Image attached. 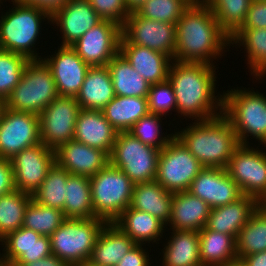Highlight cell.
Segmentation results:
<instances>
[{
    "instance_id": "7c38bea8",
    "label": "cell",
    "mask_w": 266,
    "mask_h": 266,
    "mask_svg": "<svg viewBox=\"0 0 266 266\" xmlns=\"http://www.w3.org/2000/svg\"><path fill=\"white\" fill-rule=\"evenodd\" d=\"M81 110L75 97L58 96L39 115L41 142L53 150L73 140Z\"/></svg>"
},
{
    "instance_id": "7dc6e473",
    "label": "cell",
    "mask_w": 266,
    "mask_h": 266,
    "mask_svg": "<svg viewBox=\"0 0 266 266\" xmlns=\"http://www.w3.org/2000/svg\"><path fill=\"white\" fill-rule=\"evenodd\" d=\"M142 244H136L126 253L116 266H150L149 253L143 248ZM150 264V265H149Z\"/></svg>"
},
{
    "instance_id": "c3c4849f",
    "label": "cell",
    "mask_w": 266,
    "mask_h": 266,
    "mask_svg": "<svg viewBox=\"0 0 266 266\" xmlns=\"http://www.w3.org/2000/svg\"><path fill=\"white\" fill-rule=\"evenodd\" d=\"M15 190L11 160L0 158V196Z\"/></svg>"
},
{
    "instance_id": "b9f144b4",
    "label": "cell",
    "mask_w": 266,
    "mask_h": 266,
    "mask_svg": "<svg viewBox=\"0 0 266 266\" xmlns=\"http://www.w3.org/2000/svg\"><path fill=\"white\" fill-rule=\"evenodd\" d=\"M190 5L188 0H146L136 12L150 20L176 24Z\"/></svg>"
},
{
    "instance_id": "83f0119b",
    "label": "cell",
    "mask_w": 266,
    "mask_h": 266,
    "mask_svg": "<svg viewBox=\"0 0 266 266\" xmlns=\"http://www.w3.org/2000/svg\"><path fill=\"white\" fill-rule=\"evenodd\" d=\"M173 193L158 182L149 181L134 185L130 207L144 211L159 219L166 226L171 218Z\"/></svg>"
},
{
    "instance_id": "680465c9",
    "label": "cell",
    "mask_w": 266,
    "mask_h": 266,
    "mask_svg": "<svg viewBox=\"0 0 266 266\" xmlns=\"http://www.w3.org/2000/svg\"><path fill=\"white\" fill-rule=\"evenodd\" d=\"M0 266H9V265L0 257Z\"/></svg>"
},
{
    "instance_id": "d6986e66",
    "label": "cell",
    "mask_w": 266,
    "mask_h": 266,
    "mask_svg": "<svg viewBox=\"0 0 266 266\" xmlns=\"http://www.w3.org/2000/svg\"><path fill=\"white\" fill-rule=\"evenodd\" d=\"M0 242L4 247L0 257L9 266L13 263H31L52 254L50 237L41 236L25 227L8 233Z\"/></svg>"
},
{
    "instance_id": "d4e9b609",
    "label": "cell",
    "mask_w": 266,
    "mask_h": 266,
    "mask_svg": "<svg viewBox=\"0 0 266 266\" xmlns=\"http://www.w3.org/2000/svg\"><path fill=\"white\" fill-rule=\"evenodd\" d=\"M209 205L188 191L173 193L169 227L172 230L200 231L207 223Z\"/></svg>"
},
{
    "instance_id": "11a10c76",
    "label": "cell",
    "mask_w": 266,
    "mask_h": 266,
    "mask_svg": "<svg viewBox=\"0 0 266 266\" xmlns=\"http://www.w3.org/2000/svg\"><path fill=\"white\" fill-rule=\"evenodd\" d=\"M259 205L266 210V195L260 200Z\"/></svg>"
},
{
    "instance_id": "f5cc1de1",
    "label": "cell",
    "mask_w": 266,
    "mask_h": 266,
    "mask_svg": "<svg viewBox=\"0 0 266 266\" xmlns=\"http://www.w3.org/2000/svg\"><path fill=\"white\" fill-rule=\"evenodd\" d=\"M146 0H125L127 9L130 12L138 10Z\"/></svg>"
},
{
    "instance_id": "ee69618b",
    "label": "cell",
    "mask_w": 266,
    "mask_h": 266,
    "mask_svg": "<svg viewBox=\"0 0 266 266\" xmlns=\"http://www.w3.org/2000/svg\"><path fill=\"white\" fill-rule=\"evenodd\" d=\"M148 111L151 114L166 116L167 113L176 110V97L171 82L167 79L163 82L151 84L147 96Z\"/></svg>"
},
{
    "instance_id": "d6a6232c",
    "label": "cell",
    "mask_w": 266,
    "mask_h": 266,
    "mask_svg": "<svg viewBox=\"0 0 266 266\" xmlns=\"http://www.w3.org/2000/svg\"><path fill=\"white\" fill-rule=\"evenodd\" d=\"M116 96L147 98L150 84L134 70L119 52L107 64Z\"/></svg>"
},
{
    "instance_id": "91938a15",
    "label": "cell",
    "mask_w": 266,
    "mask_h": 266,
    "mask_svg": "<svg viewBox=\"0 0 266 266\" xmlns=\"http://www.w3.org/2000/svg\"><path fill=\"white\" fill-rule=\"evenodd\" d=\"M79 266H90V265H88V264L86 263V264H82V265H79Z\"/></svg>"
},
{
    "instance_id": "ffe728a7",
    "label": "cell",
    "mask_w": 266,
    "mask_h": 266,
    "mask_svg": "<svg viewBox=\"0 0 266 266\" xmlns=\"http://www.w3.org/2000/svg\"><path fill=\"white\" fill-rule=\"evenodd\" d=\"M102 20L88 0H69L51 16V23L63 34L61 46H72Z\"/></svg>"
},
{
    "instance_id": "60d3db41",
    "label": "cell",
    "mask_w": 266,
    "mask_h": 266,
    "mask_svg": "<svg viewBox=\"0 0 266 266\" xmlns=\"http://www.w3.org/2000/svg\"><path fill=\"white\" fill-rule=\"evenodd\" d=\"M29 61L22 54L0 49V99L6 100L18 85Z\"/></svg>"
},
{
    "instance_id": "9f6ffc18",
    "label": "cell",
    "mask_w": 266,
    "mask_h": 266,
    "mask_svg": "<svg viewBox=\"0 0 266 266\" xmlns=\"http://www.w3.org/2000/svg\"><path fill=\"white\" fill-rule=\"evenodd\" d=\"M191 4H200L205 3L206 0H188Z\"/></svg>"
},
{
    "instance_id": "6da1fadb",
    "label": "cell",
    "mask_w": 266,
    "mask_h": 266,
    "mask_svg": "<svg viewBox=\"0 0 266 266\" xmlns=\"http://www.w3.org/2000/svg\"><path fill=\"white\" fill-rule=\"evenodd\" d=\"M215 71V66L207 63L172 61L168 80L174 89L178 114L192 121L223 114V95L215 96Z\"/></svg>"
},
{
    "instance_id": "603a6c76",
    "label": "cell",
    "mask_w": 266,
    "mask_h": 266,
    "mask_svg": "<svg viewBox=\"0 0 266 266\" xmlns=\"http://www.w3.org/2000/svg\"><path fill=\"white\" fill-rule=\"evenodd\" d=\"M118 131L105 119L102 110L81 109L73 140L111 154Z\"/></svg>"
},
{
    "instance_id": "74e56055",
    "label": "cell",
    "mask_w": 266,
    "mask_h": 266,
    "mask_svg": "<svg viewBox=\"0 0 266 266\" xmlns=\"http://www.w3.org/2000/svg\"><path fill=\"white\" fill-rule=\"evenodd\" d=\"M31 200L32 195L17 189L0 196V240L22 227Z\"/></svg>"
},
{
    "instance_id": "ac0fdd59",
    "label": "cell",
    "mask_w": 266,
    "mask_h": 266,
    "mask_svg": "<svg viewBox=\"0 0 266 266\" xmlns=\"http://www.w3.org/2000/svg\"><path fill=\"white\" fill-rule=\"evenodd\" d=\"M188 192L205 201L210 208L227 205L243 195L225 168L207 167L195 177Z\"/></svg>"
},
{
    "instance_id": "44dd1931",
    "label": "cell",
    "mask_w": 266,
    "mask_h": 266,
    "mask_svg": "<svg viewBox=\"0 0 266 266\" xmlns=\"http://www.w3.org/2000/svg\"><path fill=\"white\" fill-rule=\"evenodd\" d=\"M55 162L72 175L92 177L109 163V155L76 140L55 149Z\"/></svg>"
},
{
    "instance_id": "30bf717a",
    "label": "cell",
    "mask_w": 266,
    "mask_h": 266,
    "mask_svg": "<svg viewBox=\"0 0 266 266\" xmlns=\"http://www.w3.org/2000/svg\"><path fill=\"white\" fill-rule=\"evenodd\" d=\"M203 168L175 136L160 150L155 181L171 193L188 191Z\"/></svg>"
},
{
    "instance_id": "484cf974",
    "label": "cell",
    "mask_w": 266,
    "mask_h": 266,
    "mask_svg": "<svg viewBox=\"0 0 266 266\" xmlns=\"http://www.w3.org/2000/svg\"><path fill=\"white\" fill-rule=\"evenodd\" d=\"M136 243L114 223H106L101 230L87 264L116 266Z\"/></svg>"
},
{
    "instance_id": "f35d334b",
    "label": "cell",
    "mask_w": 266,
    "mask_h": 266,
    "mask_svg": "<svg viewBox=\"0 0 266 266\" xmlns=\"http://www.w3.org/2000/svg\"><path fill=\"white\" fill-rule=\"evenodd\" d=\"M252 0H206L220 27L231 37L244 23Z\"/></svg>"
},
{
    "instance_id": "4fadbf2b",
    "label": "cell",
    "mask_w": 266,
    "mask_h": 266,
    "mask_svg": "<svg viewBox=\"0 0 266 266\" xmlns=\"http://www.w3.org/2000/svg\"><path fill=\"white\" fill-rule=\"evenodd\" d=\"M38 143H41L39 116L5 107L0 119V158L10 160Z\"/></svg>"
},
{
    "instance_id": "4316f807",
    "label": "cell",
    "mask_w": 266,
    "mask_h": 266,
    "mask_svg": "<svg viewBox=\"0 0 266 266\" xmlns=\"http://www.w3.org/2000/svg\"><path fill=\"white\" fill-rule=\"evenodd\" d=\"M115 96L108 67L95 66L88 69L75 98L81 109L102 110Z\"/></svg>"
},
{
    "instance_id": "f1b7e54d",
    "label": "cell",
    "mask_w": 266,
    "mask_h": 266,
    "mask_svg": "<svg viewBox=\"0 0 266 266\" xmlns=\"http://www.w3.org/2000/svg\"><path fill=\"white\" fill-rule=\"evenodd\" d=\"M136 244L156 243L163 238L167 228L159 219L149 213L130 206L113 222ZM145 242V243H144Z\"/></svg>"
},
{
    "instance_id": "f546056e",
    "label": "cell",
    "mask_w": 266,
    "mask_h": 266,
    "mask_svg": "<svg viewBox=\"0 0 266 266\" xmlns=\"http://www.w3.org/2000/svg\"><path fill=\"white\" fill-rule=\"evenodd\" d=\"M162 249V266H202L199 231L171 230Z\"/></svg>"
},
{
    "instance_id": "5bb4252c",
    "label": "cell",
    "mask_w": 266,
    "mask_h": 266,
    "mask_svg": "<svg viewBox=\"0 0 266 266\" xmlns=\"http://www.w3.org/2000/svg\"><path fill=\"white\" fill-rule=\"evenodd\" d=\"M121 37V26L113 21L102 20L71 47L90 67L107 66L120 51Z\"/></svg>"
},
{
    "instance_id": "f907efd6",
    "label": "cell",
    "mask_w": 266,
    "mask_h": 266,
    "mask_svg": "<svg viewBox=\"0 0 266 266\" xmlns=\"http://www.w3.org/2000/svg\"><path fill=\"white\" fill-rule=\"evenodd\" d=\"M11 266H69L65 261L51 254L44 259H40L31 263H13Z\"/></svg>"
},
{
    "instance_id": "ba28073f",
    "label": "cell",
    "mask_w": 266,
    "mask_h": 266,
    "mask_svg": "<svg viewBox=\"0 0 266 266\" xmlns=\"http://www.w3.org/2000/svg\"><path fill=\"white\" fill-rule=\"evenodd\" d=\"M134 185L123 171L110 163L90 177L95 217L113 223L130 206Z\"/></svg>"
},
{
    "instance_id": "8992f818",
    "label": "cell",
    "mask_w": 266,
    "mask_h": 266,
    "mask_svg": "<svg viewBox=\"0 0 266 266\" xmlns=\"http://www.w3.org/2000/svg\"><path fill=\"white\" fill-rule=\"evenodd\" d=\"M58 96L51 69L43 60H30L20 82L6 98L5 107L39 116Z\"/></svg>"
},
{
    "instance_id": "277c9868",
    "label": "cell",
    "mask_w": 266,
    "mask_h": 266,
    "mask_svg": "<svg viewBox=\"0 0 266 266\" xmlns=\"http://www.w3.org/2000/svg\"><path fill=\"white\" fill-rule=\"evenodd\" d=\"M11 2L14 7L2 13L0 19V49L22 54L29 60H42L34 48L42 21L51 22V15L35 6Z\"/></svg>"
},
{
    "instance_id": "cb8c5ba5",
    "label": "cell",
    "mask_w": 266,
    "mask_h": 266,
    "mask_svg": "<svg viewBox=\"0 0 266 266\" xmlns=\"http://www.w3.org/2000/svg\"><path fill=\"white\" fill-rule=\"evenodd\" d=\"M258 204L259 202L254 197L242 195L227 205L211 208L205 227L236 239Z\"/></svg>"
},
{
    "instance_id": "d590c367",
    "label": "cell",
    "mask_w": 266,
    "mask_h": 266,
    "mask_svg": "<svg viewBox=\"0 0 266 266\" xmlns=\"http://www.w3.org/2000/svg\"><path fill=\"white\" fill-rule=\"evenodd\" d=\"M238 260L266 251V210L258 204L236 238Z\"/></svg>"
},
{
    "instance_id": "816d5d0a",
    "label": "cell",
    "mask_w": 266,
    "mask_h": 266,
    "mask_svg": "<svg viewBox=\"0 0 266 266\" xmlns=\"http://www.w3.org/2000/svg\"><path fill=\"white\" fill-rule=\"evenodd\" d=\"M240 262L244 266H266V251L244 256Z\"/></svg>"
},
{
    "instance_id": "7bdbcfd3",
    "label": "cell",
    "mask_w": 266,
    "mask_h": 266,
    "mask_svg": "<svg viewBox=\"0 0 266 266\" xmlns=\"http://www.w3.org/2000/svg\"><path fill=\"white\" fill-rule=\"evenodd\" d=\"M162 117L158 114L148 113L140 118L128 132L142 143L162 150L175 137V133L162 135L161 130L163 129L160 122Z\"/></svg>"
},
{
    "instance_id": "f6af8a7d",
    "label": "cell",
    "mask_w": 266,
    "mask_h": 266,
    "mask_svg": "<svg viewBox=\"0 0 266 266\" xmlns=\"http://www.w3.org/2000/svg\"><path fill=\"white\" fill-rule=\"evenodd\" d=\"M88 2L103 20L113 21L121 27L131 13L127 9L125 0H88Z\"/></svg>"
},
{
    "instance_id": "9c48e42d",
    "label": "cell",
    "mask_w": 266,
    "mask_h": 266,
    "mask_svg": "<svg viewBox=\"0 0 266 266\" xmlns=\"http://www.w3.org/2000/svg\"><path fill=\"white\" fill-rule=\"evenodd\" d=\"M159 155L160 149L142 143L129 132H118L109 163L138 184L155 180Z\"/></svg>"
},
{
    "instance_id": "52a82bcc",
    "label": "cell",
    "mask_w": 266,
    "mask_h": 266,
    "mask_svg": "<svg viewBox=\"0 0 266 266\" xmlns=\"http://www.w3.org/2000/svg\"><path fill=\"white\" fill-rule=\"evenodd\" d=\"M106 223L97 217L67 218L50 236L52 254L69 266L86 264Z\"/></svg>"
},
{
    "instance_id": "8d00e7d4",
    "label": "cell",
    "mask_w": 266,
    "mask_h": 266,
    "mask_svg": "<svg viewBox=\"0 0 266 266\" xmlns=\"http://www.w3.org/2000/svg\"><path fill=\"white\" fill-rule=\"evenodd\" d=\"M70 173L56 162L49 169L41 186L32 194L36 203L63 211L66 200V183Z\"/></svg>"
},
{
    "instance_id": "5b68a950",
    "label": "cell",
    "mask_w": 266,
    "mask_h": 266,
    "mask_svg": "<svg viewBox=\"0 0 266 266\" xmlns=\"http://www.w3.org/2000/svg\"><path fill=\"white\" fill-rule=\"evenodd\" d=\"M223 115L229 120L241 145L251 139L266 147V96L254 90L239 88L223 92Z\"/></svg>"
},
{
    "instance_id": "7402d4cb",
    "label": "cell",
    "mask_w": 266,
    "mask_h": 266,
    "mask_svg": "<svg viewBox=\"0 0 266 266\" xmlns=\"http://www.w3.org/2000/svg\"><path fill=\"white\" fill-rule=\"evenodd\" d=\"M119 52L150 85L168 79L173 61L169 56L144 46L130 44L123 36Z\"/></svg>"
},
{
    "instance_id": "e0dca14e",
    "label": "cell",
    "mask_w": 266,
    "mask_h": 266,
    "mask_svg": "<svg viewBox=\"0 0 266 266\" xmlns=\"http://www.w3.org/2000/svg\"><path fill=\"white\" fill-rule=\"evenodd\" d=\"M42 60L51 69L59 96L76 97L90 66L71 46H60Z\"/></svg>"
},
{
    "instance_id": "3957f363",
    "label": "cell",
    "mask_w": 266,
    "mask_h": 266,
    "mask_svg": "<svg viewBox=\"0 0 266 266\" xmlns=\"http://www.w3.org/2000/svg\"><path fill=\"white\" fill-rule=\"evenodd\" d=\"M175 136L207 168H226L234 150L240 145L234 128L223 115L194 121Z\"/></svg>"
},
{
    "instance_id": "ab89813d",
    "label": "cell",
    "mask_w": 266,
    "mask_h": 266,
    "mask_svg": "<svg viewBox=\"0 0 266 266\" xmlns=\"http://www.w3.org/2000/svg\"><path fill=\"white\" fill-rule=\"evenodd\" d=\"M66 219L63 211L31 200L26 208L22 227L50 237Z\"/></svg>"
},
{
    "instance_id": "681fc988",
    "label": "cell",
    "mask_w": 266,
    "mask_h": 266,
    "mask_svg": "<svg viewBox=\"0 0 266 266\" xmlns=\"http://www.w3.org/2000/svg\"><path fill=\"white\" fill-rule=\"evenodd\" d=\"M16 3L27 4L46 11L51 16L63 7L69 0H11Z\"/></svg>"
},
{
    "instance_id": "2e32d148",
    "label": "cell",
    "mask_w": 266,
    "mask_h": 266,
    "mask_svg": "<svg viewBox=\"0 0 266 266\" xmlns=\"http://www.w3.org/2000/svg\"><path fill=\"white\" fill-rule=\"evenodd\" d=\"M10 160L15 189L32 195L55 163V150L41 142L23 149Z\"/></svg>"
},
{
    "instance_id": "1f68e13d",
    "label": "cell",
    "mask_w": 266,
    "mask_h": 266,
    "mask_svg": "<svg viewBox=\"0 0 266 266\" xmlns=\"http://www.w3.org/2000/svg\"><path fill=\"white\" fill-rule=\"evenodd\" d=\"M102 112L118 132H128L140 118L149 113L147 98L115 96Z\"/></svg>"
},
{
    "instance_id": "bcb514c9",
    "label": "cell",
    "mask_w": 266,
    "mask_h": 266,
    "mask_svg": "<svg viewBox=\"0 0 266 266\" xmlns=\"http://www.w3.org/2000/svg\"><path fill=\"white\" fill-rule=\"evenodd\" d=\"M239 29H266V0H252Z\"/></svg>"
},
{
    "instance_id": "6f0895ef",
    "label": "cell",
    "mask_w": 266,
    "mask_h": 266,
    "mask_svg": "<svg viewBox=\"0 0 266 266\" xmlns=\"http://www.w3.org/2000/svg\"><path fill=\"white\" fill-rule=\"evenodd\" d=\"M228 266H244V265L240 261H237V262L232 263V264H230Z\"/></svg>"
},
{
    "instance_id": "db71d44e",
    "label": "cell",
    "mask_w": 266,
    "mask_h": 266,
    "mask_svg": "<svg viewBox=\"0 0 266 266\" xmlns=\"http://www.w3.org/2000/svg\"><path fill=\"white\" fill-rule=\"evenodd\" d=\"M5 108V100L0 99V119Z\"/></svg>"
},
{
    "instance_id": "836d02e7",
    "label": "cell",
    "mask_w": 266,
    "mask_h": 266,
    "mask_svg": "<svg viewBox=\"0 0 266 266\" xmlns=\"http://www.w3.org/2000/svg\"><path fill=\"white\" fill-rule=\"evenodd\" d=\"M231 44L244 47L251 75L262 80L266 75V29H238L230 37Z\"/></svg>"
},
{
    "instance_id": "7a4b0ae2",
    "label": "cell",
    "mask_w": 266,
    "mask_h": 266,
    "mask_svg": "<svg viewBox=\"0 0 266 266\" xmlns=\"http://www.w3.org/2000/svg\"><path fill=\"white\" fill-rule=\"evenodd\" d=\"M175 31V61L214 65L213 59L230 48V36L205 3L191 4L175 24Z\"/></svg>"
},
{
    "instance_id": "e575fe53",
    "label": "cell",
    "mask_w": 266,
    "mask_h": 266,
    "mask_svg": "<svg viewBox=\"0 0 266 266\" xmlns=\"http://www.w3.org/2000/svg\"><path fill=\"white\" fill-rule=\"evenodd\" d=\"M63 212L66 218L90 219L95 217L89 177L72 174L68 176Z\"/></svg>"
},
{
    "instance_id": "4dcf8cb0",
    "label": "cell",
    "mask_w": 266,
    "mask_h": 266,
    "mask_svg": "<svg viewBox=\"0 0 266 266\" xmlns=\"http://www.w3.org/2000/svg\"><path fill=\"white\" fill-rule=\"evenodd\" d=\"M202 266H228L238 260L236 239L204 227L199 231Z\"/></svg>"
},
{
    "instance_id": "9a60e30c",
    "label": "cell",
    "mask_w": 266,
    "mask_h": 266,
    "mask_svg": "<svg viewBox=\"0 0 266 266\" xmlns=\"http://www.w3.org/2000/svg\"><path fill=\"white\" fill-rule=\"evenodd\" d=\"M122 36L130 44L161 52L173 60L176 45L175 24L150 20L134 11L122 26Z\"/></svg>"
},
{
    "instance_id": "8fae6325",
    "label": "cell",
    "mask_w": 266,
    "mask_h": 266,
    "mask_svg": "<svg viewBox=\"0 0 266 266\" xmlns=\"http://www.w3.org/2000/svg\"><path fill=\"white\" fill-rule=\"evenodd\" d=\"M228 175L238 185L243 195L258 202L266 195V152L250 145H239L227 167Z\"/></svg>"
}]
</instances>
